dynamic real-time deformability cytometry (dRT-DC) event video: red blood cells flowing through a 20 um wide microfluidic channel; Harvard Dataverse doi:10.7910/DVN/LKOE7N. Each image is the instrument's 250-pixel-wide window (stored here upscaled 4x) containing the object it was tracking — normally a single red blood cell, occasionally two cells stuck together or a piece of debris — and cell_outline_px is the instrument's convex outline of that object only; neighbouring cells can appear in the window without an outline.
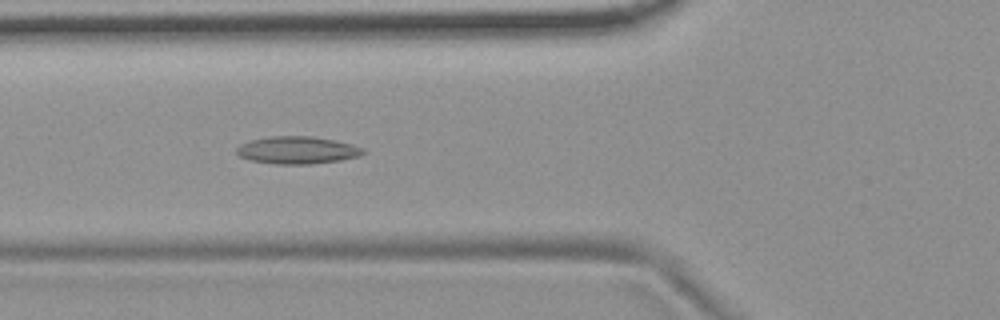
{"species": "common noctule bat (a hibernating species)", "species_latin": "Nyctalus noctula", "temperature_condition": "room temperature", "stored_images_in_passage": 54, "camera_frame_rate_fps": 3000, "um_per_image_px": 0.085, "animal": {"sex": "female", "body_mass_g": 19.9}, "frame": {"image": 1, "passage_image": 20, "time_ms": 6.333, "image_size_px": [1000, 320], "cell_outline_px": [[364, 152], [360, 156], [340, 160], [308, 164], [276, 164], [248, 160], [240, 156], [236, 152], [236, 148], [240, 144], [248, 140], [272, 136], [312, 136], [352, 144], [364, 148]], "centroid_in_image_um": [25.23, 12.76], "position_along_channel_um": 100.6, "area_um2": 20.23}}
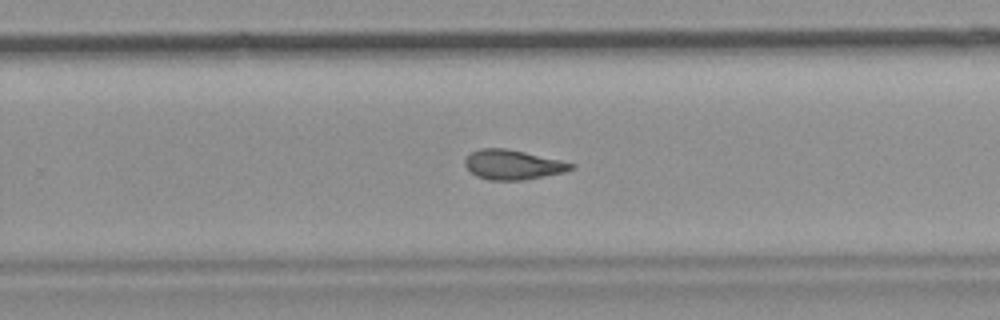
{"frame": {"image": 2, "passage_image": 35, "time_ms": 11.333, "image_size_px": [1000, 320], "cell_outline_px": [[576, 168], [564, 172], [520, 180], [488, 180], [476, 176], [464, 164], [464, 160], [472, 152], [480, 148], [504, 148], [524, 152], [560, 160], [576, 164]], "centroid_in_image_um": [43.59, 14.0], "position_along_channel_um": 286.2, "area_um2": 18.15}}
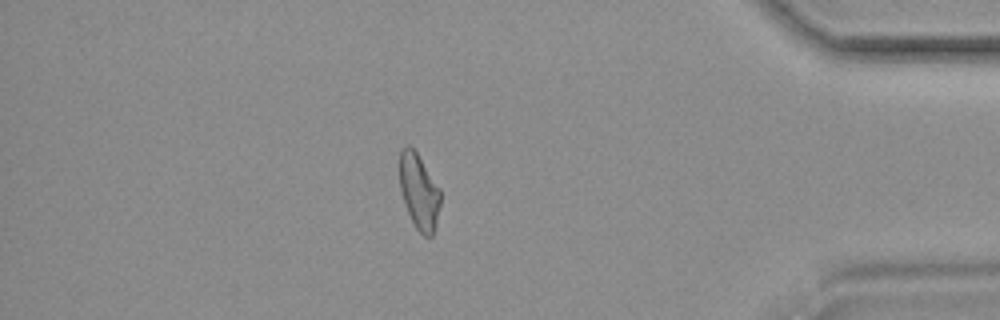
{"frame": {"image": 3, "passage_image": 47, "time_ms": 15.333, "image_size_px": [1000, 320], "cell_outline_px": [[440, 204], [432, 236], [424, 236], [416, 228], [404, 204], [400, 192], [400, 148], [404, 144], [408, 144], [416, 152], [440, 188]], "centroid_in_image_um": [35.59, 16.24], "position_along_channel_um": 399.6, "area_um2": 17.8}, "authors_computed_cell_mechanics": {"area_um2": 18.9295, "velocity_mm_per_s": 3.7272, "shape_relaxation_time_tau1_ms": null, "shape_relaxation_time_tau2_ms": 4.7409, "deformation_change_tau1": null, "deformation_change_tau2": 0.137}}